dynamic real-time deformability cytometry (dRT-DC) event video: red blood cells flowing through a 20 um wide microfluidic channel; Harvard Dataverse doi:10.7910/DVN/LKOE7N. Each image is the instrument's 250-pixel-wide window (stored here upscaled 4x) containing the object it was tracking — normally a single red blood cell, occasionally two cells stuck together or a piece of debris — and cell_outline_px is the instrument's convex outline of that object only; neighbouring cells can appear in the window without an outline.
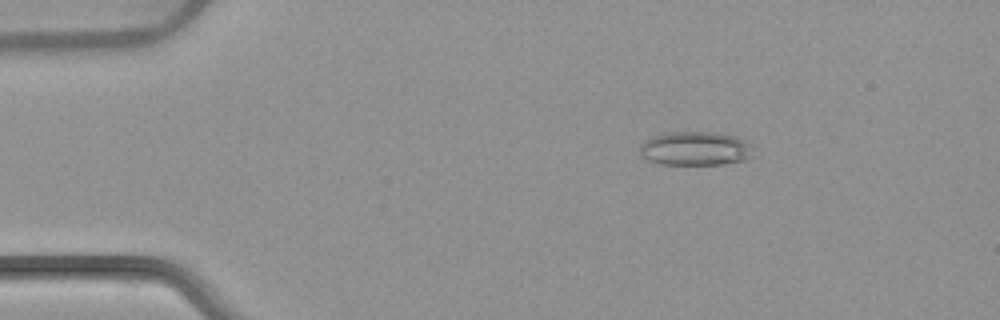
{"species": "common noctule bat (a hibernating species)", "species_latin": "Nyctalus noctula", "temperature_condition": "warm", "stored_images_in_passage": 48, "camera_frame_rate_fps": 3000, "um_per_image_px": 0.085, "animal": {"sex": "female", "body_mass_g": 22.7, "forearm_length_mm": 54.2}, "frame": {"image": 1, "passage_image": 4, "time_ms": 1.0, "image_size_px": [1000, 320], "cell_outline_px": [[752, 156], [744, 160], [724, 164], [660, 164], [648, 160], [640, 156], [640, 144], [644, 140], [652, 136], [668, 132], [716, 132], [736, 136], [744, 140], [748, 144]], "centroid_in_image_um": [59.04, 12.62], "position_along_channel_um": 26.0, "area_um2": 22.43}}
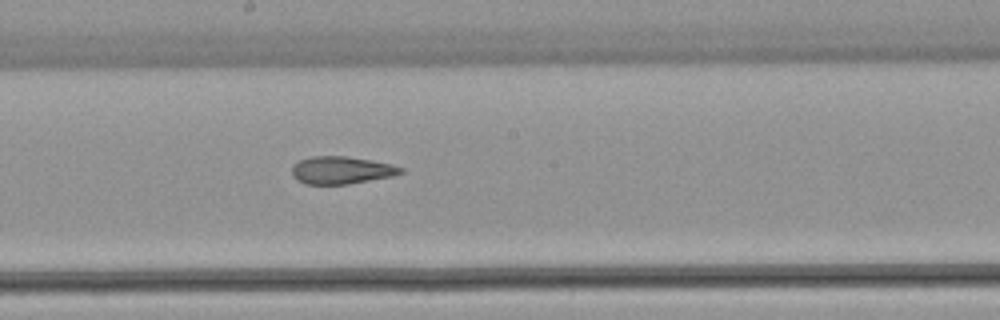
{"frame": {"image": 2, "passage_image": 24, "time_ms": 7.667, "image_size_px": [1000, 320], "cell_outline_px": [[404, 172], [392, 176], [348, 184], [304, 184], [296, 180], [292, 176], [292, 164], [300, 160], [312, 156], [344, 156], [372, 160], [392, 164], [404, 168]], "centroid_in_image_um": [29.0, 14.46], "position_along_channel_um": 219.2, "area_um2": 17.57}}
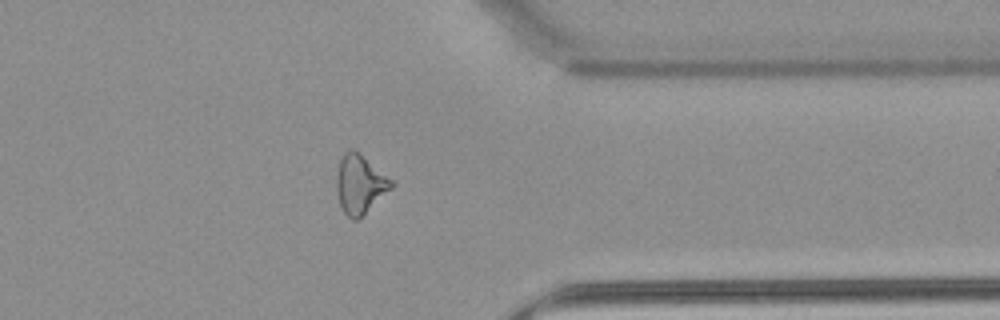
{"frame": {"image": 3, "passage_image": 37, "time_ms": 12.0, "image_size_px": [1000, 320], "cell_outline_px": [[396, 184], [392, 188], [356, 220], [352, 220], [344, 212], [340, 204], [336, 192], [336, 176], [340, 160], [344, 152], [348, 148], [352, 148], [360, 152], [392, 180]], "centroid_in_image_um": [30.58, 15.61], "position_along_channel_um": 380.8, "area_um2": 18.73}, "authors_computed_cell_mechanics": {"area_um2": 18.7561, "velocity_mm_per_s": 3.9311, "shape_relaxation_time_tau1_ms": null, "shape_relaxation_time_tau2_ms": 3.2025, "deformation_change_tau1": null, "deformation_change_tau2": 0.1353}}